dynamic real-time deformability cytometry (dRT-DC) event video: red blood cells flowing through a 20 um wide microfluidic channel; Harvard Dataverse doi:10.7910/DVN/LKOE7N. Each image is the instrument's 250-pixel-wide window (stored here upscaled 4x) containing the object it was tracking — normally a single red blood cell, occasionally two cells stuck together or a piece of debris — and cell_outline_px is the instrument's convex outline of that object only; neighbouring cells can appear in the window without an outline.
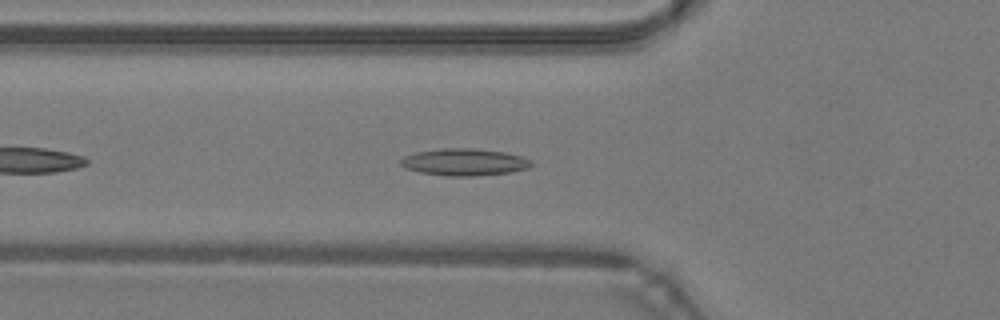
{"species": "common noctule bat (a hibernating species)", "species_latin": "Nyctalus noctula", "temperature_condition": "warm", "stored_images_in_passage": 37, "camera_frame_rate_fps": 3000, "um_per_image_px": 0.085, "animal": {"sex": "male", "body_mass_g": 19.2, "forearm_length_mm": 51.8}, "frame": {"image": 1, "passage_image": 6, "time_ms": 1.667, "image_size_px": [1000, 320], "cell_outline_px": [[532, 164], [528, 168], [512, 172], [476, 176], [448, 176], [420, 172], [404, 168], [400, 164], [400, 160], [404, 156], [416, 152], [440, 148], [472, 148], [504, 152], [520, 156], [532, 160]], "centroid_in_image_um": [39.45, 13.78], "position_along_channel_um": 86.3, "area_um2": 20.63}}
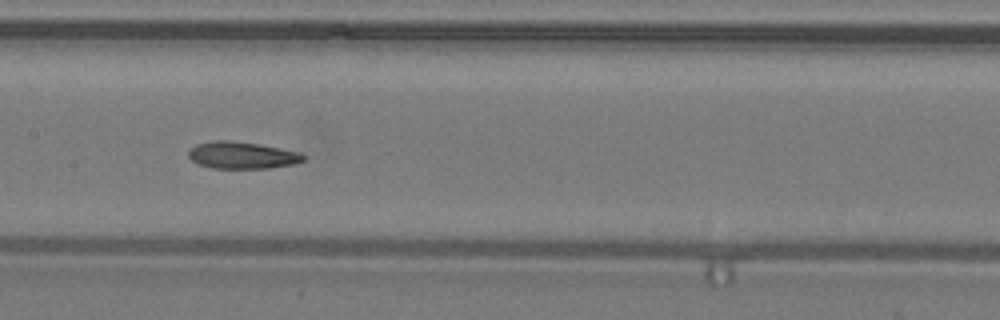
{"frame": {"image": 2, "passage_image": 13, "time_ms": 4.0, "image_size_px": [1000, 320], "cell_outline_px": [[304, 160], [292, 164], [268, 168], [212, 168], [196, 164], [188, 156], [188, 152], [196, 144], [212, 140], [228, 140], [260, 144], [300, 152], [304, 156]], "centroid_in_image_um": [20.53, 13.19], "position_along_channel_um": 186.9, "area_um2": 18.03}}
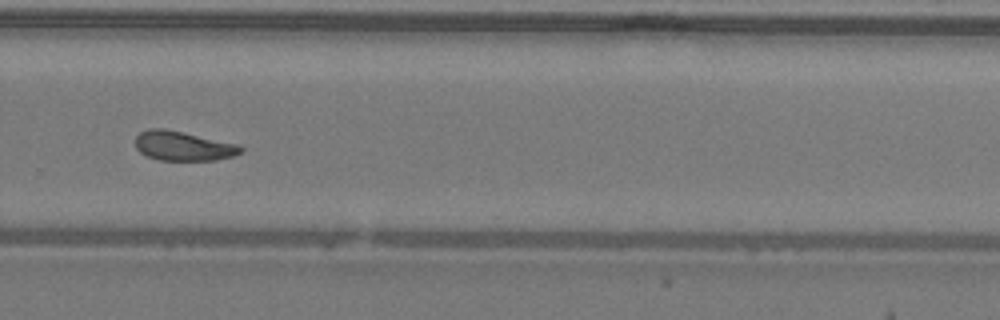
{"frame": {"image": 3, "passage_image": 22, "time_ms": 7.0, "image_size_px": [1000, 320], "cell_outline_px": [[244, 152], [232, 156], [216, 160], [160, 160], [148, 156], [140, 152], [136, 148], [136, 136], [140, 132], [148, 128], [164, 128], [240, 144], [244, 148]], "centroid_in_image_um": [15.6, 12.4], "position_along_channel_um": 314.2, "area_um2": 18.21}, "authors_computed_cell_mechanics": {"area_um2": 18.496, "velocity_mm_per_s": 4.2689, "shape_relaxation_time_tau1_ms": 8.8297, "shape_relaxation_time_tau2_ms": 3.3133, "deformation_change_tau1": 0.2047, "deformation_change_tau2": 0.1027}}